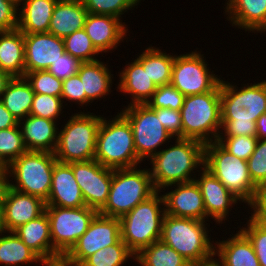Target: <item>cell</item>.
Returning a JSON list of instances; mask_svg holds the SVG:
<instances>
[{
    "mask_svg": "<svg viewBox=\"0 0 266 266\" xmlns=\"http://www.w3.org/2000/svg\"><path fill=\"white\" fill-rule=\"evenodd\" d=\"M164 52L151 45L136 58L157 87L170 84L172 79L175 55Z\"/></svg>",
    "mask_w": 266,
    "mask_h": 266,
    "instance_id": "obj_32",
    "label": "cell"
},
{
    "mask_svg": "<svg viewBox=\"0 0 266 266\" xmlns=\"http://www.w3.org/2000/svg\"><path fill=\"white\" fill-rule=\"evenodd\" d=\"M63 103L61 97H55L47 94L35 93L30 110L32 116L42 117L44 119H51L53 121L60 120V115L63 113Z\"/></svg>",
    "mask_w": 266,
    "mask_h": 266,
    "instance_id": "obj_40",
    "label": "cell"
},
{
    "mask_svg": "<svg viewBox=\"0 0 266 266\" xmlns=\"http://www.w3.org/2000/svg\"><path fill=\"white\" fill-rule=\"evenodd\" d=\"M130 259L135 260V255L120 239L116 244L89 256L80 266H123Z\"/></svg>",
    "mask_w": 266,
    "mask_h": 266,
    "instance_id": "obj_35",
    "label": "cell"
},
{
    "mask_svg": "<svg viewBox=\"0 0 266 266\" xmlns=\"http://www.w3.org/2000/svg\"><path fill=\"white\" fill-rule=\"evenodd\" d=\"M94 159L111 169L133 168L141 164L130 123L121 113L109 120L102 116Z\"/></svg>",
    "mask_w": 266,
    "mask_h": 266,
    "instance_id": "obj_4",
    "label": "cell"
},
{
    "mask_svg": "<svg viewBox=\"0 0 266 266\" xmlns=\"http://www.w3.org/2000/svg\"><path fill=\"white\" fill-rule=\"evenodd\" d=\"M56 162L54 153L26 151L8 166L9 176L14 180L10 183L11 188L39 197L46 202Z\"/></svg>",
    "mask_w": 266,
    "mask_h": 266,
    "instance_id": "obj_10",
    "label": "cell"
},
{
    "mask_svg": "<svg viewBox=\"0 0 266 266\" xmlns=\"http://www.w3.org/2000/svg\"><path fill=\"white\" fill-rule=\"evenodd\" d=\"M240 230L252 243L260 266H266V225L258 223L249 217L245 226H242Z\"/></svg>",
    "mask_w": 266,
    "mask_h": 266,
    "instance_id": "obj_42",
    "label": "cell"
},
{
    "mask_svg": "<svg viewBox=\"0 0 266 266\" xmlns=\"http://www.w3.org/2000/svg\"><path fill=\"white\" fill-rule=\"evenodd\" d=\"M266 31V23L257 33H264Z\"/></svg>",
    "mask_w": 266,
    "mask_h": 266,
    "instance_id": "obj_57",
    "label": "cell"
},
{
    "mask_svg": "<svg viewBox=\"0 0 266 266\" xmlns=\"http://www.w3.org/2000/svg\"><path fill=\"white\" fill-rule=\"evenodd\" d=\"M176 188L162 194L165 214L206 221L202 193L195 180L173 184Z\"/></svg>",
    "mask_w": 266,
    "mask_h": 266,
    "instance_id": "obj_18",
    "label": "cell"
},
{
    "mask_svg": "<svg viewBox=\"0 0 266 266\" xmlns=\"http://www.w3.org/2000/svg\"><path fill=\"white\" fill-rule=\"evenodd\" d=\"M77 74L82 81L83 91L86 93V107L94 100L102 97L105 99V96L112 92L114 76L107 67V63L105 64L99 59L92 62H82Z\"/></svg>",
    "mask_w": 266,
    "mask_h": 266,
    "instance_id": "obj_28",
    "label": "cell"
},
{
    "mask_svg": "<svg viewBox=\"0 0 266 266\" xmlns=\"http://www.w3.org/2000/svg\"><path fill=\"white\" fill-rule=\"evenodd\" d=\"M88 11L81 0H58L54 8L48 32L64 38L83 29Z\"/></svg>",
    "mask_w": 266,
    "mask_h": 266,
    "instance_id": "obj_27",
    "label": "cell"
},
{
    "mask_svg": "<svg viewBox=\"0 0 266 266\" xmlns=\"http://www.w3.org/2000/svg\"><path fill=\"white\" fill-rule=\"evenodd\" d=\"M207 226V221L165 214L160 240L192 266L209 264L214 261L215 242L210 239Z\"/></svg>",
    "mask_w": 266,
    "mask_h": 266,
    "instance_id": "obj_3",
    "label": "cell"
},
{
    "mask_svg": "<svg viewBox=\"0 0 266 266\" xmlns=\"http://www.w3.org/2000/svg\"><path fill=\"white\" fill-rule=\"evenodd\" d=\"M180 112L182 138L217 141L222 128L220 84L213 91L185 96Z\"/></svg>",
    "mask_w": 266,
    "mask_h": 266,
    "instance_id": "obj_6",
    "label": "cell"
},
{
    "mask_svg": "<svg viewBox=\"0 0 266 266\" xmlns=\"http://www.w3.org/2000/svg\"><path fill=\"white\" fill-rule=\"evenodd\" d=\"M24 77L35 93L61 97L62 80L48 70L28 72L25 73Z\"/></svg>",
    "mask_w": 266,
    "mask_h": 266,
    "instance_id": "obj_39",
    "label": "cell"
},
{
    "mask_svg": "<svg viewBox=\"0 0 266 266\" xmlns=\"http://www.w3.org/2000/svg\"><path fill=\"white\" fill-rule=\"evenodd\" d=\"M201 52L175 55L172 67L171 84L184 96L204 94L213 91L221 78L209 69ZM219 77V78H218Z\"/></svg>",
    "mask_w": 266,
    "mask_h": 266,
    "instance_id": "obj_13",
    "label": "cell"
},
{
    "mask_svg": "<svg viewBox=\"0 0 266 266\" xmlns=\"http://www.w3.org/2000/svg\"><path fill=\"white\" fill-rule=\"evenodd\" d=\"M58 0H20L18 29L23 33H47Z\"/></svg>",
    "mask_w": 266,
    "mask_h": 266,
    "instance_id": "obj_29",
    "label": "cell"
},
{
    "mask_svg": "<svg viewBox=\"0 0 266 266\" xmlns=\"http://www.w3.org/2000/svg\"><path fill=\"white\" fill-rule=\"evenodd\" d=\"M37 262L42 264L43 260L13 231L0 233V264L2 266H23V264L30 266V264H38Z\"/></svg>",
    "mask_w": 266,
    "mask_h": 266,
    "instance_id": "obj_33",
    "label": "cell"
},
{
    "mask_svg": "<svg viewBox=\"0 0 266 266\" xmlns=\"http://www.w3.org/2000/svg\"><path fill=\"white\" fill-rule=\"evenodd\" d=\"M11 78L12 77L7 72L0 70V100L4 93L7 83Z\"/></svg>",
    "mask_w": 266,
    "mask_h": 266,
    "instance_id": "obj_54",
    "label": "cell"
},
{
    "mask_svg": "<svg viewBox=\"0 0 266 266\" xmlns=\"http://www.w3.org/2000/svg\"><path fill=\"white\" fill-rule=\"evenodd\" d=\"M225 15L232 26L257 33L266 23V0H226Z\"/></svg>",
    "mask_w": 266,
    "mask_h": 266,
    "instance_id": "obj_26",
    "label": "cell"
},
{
    "mask_svg": "<svg viewBox=\"0 0 266 266\" xmlns=\"http://www.w3.org/2000/svg\"><path fill=\"white\" fill-rule=\"evenodd\" d=\"M204 168L247 206L252 202L256 185L253 183L247 161L226 150L218 141L205 144Z\"/></svg>",
    "mask_w": 266,
    "mask_h": 266,
    "instance_id": "obj_9",
    "label": "cell"
},
{
    "mask_svg": "<svg viewBox=\"0 0 266 266\" xmlns=\"http://www.w3.org/2000/svg\"><path fill=\"white\" fill-rule=\"evenodd\" d=\"M25 73L47 70L66 51L63 38L47 33H24Z\"/></svg>",
    "mask_w": 266,
    "mask_h": 266,
    "instance_id": "obj_17",
    "label": "cell"
},
{
    "mask_svg": "<svg viewBox=\"0 0 266 266\" xmlns=\"http://www.w3.org/2000/svg\"><path fill=\"white\" fill-rule=\"evenodd\" d=\"M46 206L79 208L86 206L79 185L68 163L56 162L53 168L52 185Z\"/></svg>",
    "mask_w": 266,
    "mask_h": 266,
    "instance_id": "obj_21",
    "label": "cell"
},
{
    "mask_svg": "<svg viewBox=\"0 0 266 266\" xmlns=\"http://www.w3.org/2000/svg\"><path fill=\"white\" fill-rule=\"evenodd\" d=\"M45 201L41 198L9 189L3 202L5 231H14L19 226L38 218L45 212Z\"/></svg>",
    "mask_w": 266,
    "mask_h": 266,
    "instance_id": "obj_20",
    "label": "cell"
},
{
    "mask_svg": "<svg viewBox=\"0 0 266 266\" xmlns=\"http://www.w3.org/2000/svg\"><path fill=\"white\" fill-rule=\"evenodd\" d=\"M164 216V199L162 193L156 191L119 218L121 240L137 255L142 249L160 240Z\"/></svg>",
    "mask_w": 266,
    "mask_h": 266,
    "instance_id": "obj_5",
    "label": "cell"
},
{
    "mask_svg": "<svg viewBox=\"0 0 266 266\" xmlns=\"http://www.w3.org/2000/svg\"><path fill=\"white\" fill-rule=\"evenodd\" d=\"M81 63L82 62L78 58L65 52L56 62L52 63L47 70L58 79L65 80L77 74Z\"/></svg>",
    "mask_w": 266,
    "mask_h": 266,
    "instance_id": "obj_45",
    "label": "cell"
},
{
    "mask_svg": "<svg viewBox=\"0 0 266 266\" xmlns=\"http://www.w3.org/2000/svg\"><path fill=\"white\" fill-rule=\"evenodd\" d=\"M137 168L112 169L108 199L99 214L120 218L156 192L149 170Z\"/></svg>",
    "mask_w": 266,
    "mask_h": 266,
    "instance_id": "obj_8",
    "label": "cell"
},
{
    "mask_svg": "<svg viewBox=\"0 0 266 266\" xmlns=\"http://www.w3.org/2000/svg\"><path fill=\"white\" fill-rule=\"evenodd\" d=\"M149 160L148 168L156 191L167 189L173 184L193 181V170L199 173L204 168L205 144L194 139L176 138L175 145L161 149ZM193 176V177H192Z\"/></svg>",
    "mask_w": 266,
    "mask_h": 266,
    "instance_id": "obj_2",
    "label": "cell"
},
{
    "mask_svg": "<svg viewBox=\"0 0 266 266\" xmlns=\"http://www.w3.org/2000/svg\"><path fill=\"white\" fill-rule=\"evenodd\" d=\"M117 91L130 95L132 104H147L157 90L156 84L150 79L147 70L135 59L126 64L119 72Z\"/></svg>",
    "mask_w": 266,
    "mask_h": 266,
    "instance_id": "obj_25",
    "label": "cell"
},
{
    "mask_svg": "<svg viewBox=\"0 0 266 266\" xmlns=\"http://www.w3.org/2000/svg\"><path fill=\"white\" fill-rule=\"evenodd\" d=\"M201 171L202 172L198 175L201 176L198 178L195 176L194 180L198 184L202 193L206 210V221L209 222V218L211 217L216 224L217 222L218 224H222L230 215V208L232 210L233 205L238 202L241 203V201L207 169L202 168Z\"/></svg>",
    "mask_w": 266,
    "mask_h": 266,
    "instance_id": "obj_16",
    "label": "cell"
},
{
    "mask_svg": "<svg viewBox=\"0 0 266 266\" xmlns=\"http://www.w3.org/2000/svg\"><path fill=\"white\" fill-rule=\"evenodd\" d=\"M34 94L25 77H12L5 87L1 101L19 122L30 114Z\"/></svg>",
    "mask_w": 266,
    "mask_h": 266,
    "instance_id": "obj_31",
    "label": "cell"
},
{
    "mask_svg": "<svg viewBox=\"0 0 266 266\" xmlns=\"http://www.w3.org/2000/svg\"><path fill=\"white\" fill-rule=\"evenodd\" d=\"M16 0H0V32L18 28V8Z\"/></svg>",
    "mask_w": 266,
    "mask_h": 266,
    "instance_id": "obj_47",
    "label": "cell"
},
{
    "mask_svg": "<svg viewBox=\"0 0 266 266\" xmlns=\"http://www.w3.org/2000/svg\"><path fill=\"white\" fill-rule=\"evenodd\" d=\"M26 151L19 125L0 130V166L8 167Z\"/></svg>",
    "mask_w": 266,
    "mask_h": 266,
    "instance_id": "obj_36",
    "label": "cell"
},
{
    "mask_svg": "<svg viewBox=\"0 0 266 266\" xmlns=\"http://www.w3.org/2000/svg\"><path fill=\"white\" fill-rule=\"evenodd\" d=\"M18 120L5 108L0 100V130L18 126Z\"/></svg>",
    "mask_w": 266,
    "mask_h": 266,
    "instance_id": "obj_50",
    "label": "cell"
},
{
    "mask_svg": "<svg viewBox=\"0 0 266 266\" xmlns=\"http://www.w3.org/2000/svg\"><path fill=\"white\" fill-rule=\"evenodd\" d=\"M45 212L50 221L52 247L61 257L72 249L98 213L87 206L79 208L45 206Z\"/></svg>",
    "mask_w": 266,
    "mask_h": 266,
    "instance_id": "obj_12",
    "label": "cell"
},
{
    "mask_svg": "<svg viewBox=\"0 0 266 266\" xmlns=\"http://www.w3.org/2000/svg\"><path fill=\"white\" fill-rule=\"evenodd\" d=\"M248 206L253 211L250 218L266 225V181L256 187L254 198Z\"/></svg>",
    "mask_w": 266,
    "mask_h": 266,
    "instance_id": "obj_49",
    "label": "cell"
},
{
    "mask_svg": "<svg viewBox=\"0 0 266 266\" xmlns=\"http://www.w3.org/2000/svg\"><path fill=\"white\" fill-rule=\"evenodd\" d=\"M120 113L130 123L137 157L142 162L157 154V148L173 139L161 123L160 108H151L148 104H132Z\"/></svg>",
    "mask_w": 266,
    "mask_h": 266,
    "instance_id": "obj_11",
    "label": "cell"
},
{
    "mask_svg": "<svg viewBox=\"0 0 266 266\" xmlns=\"http://www.w3.org/2000/svg\"><path fill=\"white\" fill-rule=\"evenodd\" d=\"M79 185L87 207L99 212L107 202L112 169L104 167L95 159L68 163Z\"/></svg>",
    "mask_w": 266,
    "mask_h": 266,
    "instance_id": "obj_15",
    "label": "cell"
},
{
    "mask_svg": "<svg viewBox=\"0 0 266 266\" xmlns=\"http://www.w3.org/2000/svg\"><path fill=\"white\" fill-rule=\"evenodd\" d=\"M201 266H219L215 261L209 263V264H205V265H201Z\"/></svg>",
    "mask_w": 266,
    "mask_h": 266,
    "instance_id": "obj_56",
    "label": "cell"
},
{
    "mask_svg": "<svg viewBox=\"0 0 266 266\" xmlns=\"http://www.w3.org/2000/svg\"><path fill=\"white\" fill-rule=\"evenodd\" d=\"M13 232L43 261L62 258L52 247L50 221L46 212L19 226Z\"/></svg>",
    "mask_w": 266,
    "mask_h": 266,
    "instance_id": "obj_24",
    "label": "cell"
},
{
    "mask_svg": "<svg viewBox=\"0 0 266 266\" xmlns=\"http://www.w3.org/2000/svg\"><path fill=\"white\" fill-rule=\"evenodd\" d=\"M0 70L11 77L25 75L24 33L18 28L0 32Z\"/></svg>",
    "mask_w": 266,
    "mask_h": 266,
    "instance_id": "obj_30",
    "label": "cell"
},
{
    "mask_svg": "<svg viewBox=\"0 0 266 266\" xmlns=\"http://www.w3.org/2000/svg\"><path fill=\"white\" fill-rule=\"evenodd\" d=\"M61 99L76 102L75 104L80 106L86 105V93L83 91L82 81L78 74L62 80Z\"/></svg>",
    "mask_w": 266,
    "mask_h": 266,
    "instance_id": "obj_46",
    "label": "cell"
},
{
    "mask_svg": "<svg viewBox=\"0 0 266 266\" xmlns=\"http://www.w3.org/2000/svg\"><path fill=\"white\" fill-rule=\"evenodd\" d=\"M217 141L231 154L247 161L254 152L258 139L250 136H219Z\"/></svg>",
    "mask_w": 266,
    "mask_h": 266,
    "instance_id": "obj_43",
    "label": "cell"
},
{
    "mask_svg": "<svg viewBox=\"0 0 266 266\" xmlns=\"http://www.w3.org/2000/svg\"><path fill=\"white\" fill-rule=\"evenodd\" d=\"M66 53L78 58L81 62L98 60L100 52L93 45L84 29H80L63 38ZM96 55V57H95Z\"/></svg>",
    "mask_w": 266,
    "mask_h": 266,
    "instance_id": "obj_37",
    "label": "cell"
},
{
    "mask_svg": "<svg viewBox=\"0 0 266 266\" xmlns=\"http://www.w3.org/2000/svg\"><path fill=\"white\" fill-rule=\"evenodd\" d=\"M81 111L70 116L58 131V141L54 151L61 163L90 161L95 157L96 139L102 117Z\"/></svg>",
    "mask_w": 266,
    "mask_h": 266,
    "instance_id": "obj_7",
    "label": "cell"
},
{
    "mask_svg": "<svg viewBox=\"0 0 266 266\" xmlns=\"http://www.w3.org/2000/svg\"><path fill=\"white\" fill-rule=\"evenodd\" d=\"M140 266H192L173 248L161 240L155 241L135 255Z\"/></svg>",
    "mask_w": 266,
    "mask_h": 266,
    "instance_id": "obj_34",
    "label": "cell"
},
{
    "mask_svg": "<svg viewBox=\"0 0 266 266\" xmlns=\"http://www.w3.org/2000/svg\"><path fill=\"white\" fill-rule=\"evenodd\" d=\"M120 239L119 218L97 213L90 222L87 231L63 258L69 263L80 266L89 256L116 244Z\"/></svg>",
    "mask_w": 266,
    "mask_h": 266,
    "instance_id": "obj_14",
    "label": "cell"
},
{
    "mask_svg": "<svg viewBox=\"0 0 266 266\" xmlns=\"http://www.w3.org/2000/svg\"><path fill=\"white\" fill-rule=\"evenodd\" d=\"M160 120L173 138H182L181 112L169 108H160Z\"/></svg>",
    "mask_w": 266,
    "mask_h": 266,
    "instance_id": "obj_48",
    "label": "cell"
},
{
    "mask_svg": "<svg viewBox=\"0 0 266 266\" xmlns=\"http://www.w3.org/2000/svg\"><path fill=\"white\" fill-rule=\"evenodd\" d=\"M5 231L3 202H0V233Z\"/></svg>",
    "mask_w": 266,
    "mask_h": 266,
    "instance_id": "obj_55",
    "label": "cell"
},
{
    "mask_svg": "<svg viewBox=\"0 0 266 266\" xmlns=\"http://www.w3.org/2000/svg\"><path fill=\"white\" fill-rule=\"evenodd\" d=\"M247 167L256 186L266 181V139H258L254 152L247 160Z\"/></svg>",
    "mask_w": 266,
    "mask_h": 266,
    "instance_id": "obj_44",
    "label": "cell"
},
{
    "mask_svg": "<svg viewBox=\"0 0 266 266\" xmlns=\"http://www.w3.org/2000/svg\"><path fill=\"white\" fill-rule=\"evenodd\" d=\"M8 167L0 166V202H4L11 187Z\"/></svg>",
    "mask_w": 266,
    "mask_h": 266,
    "instance_id": "obj_51",
    "label": "cell"
},
{
    "mask_svg": "<svg viewBox=\"0 0 266 266\" xmlns=\"http://www.w3.org/2000/svg\"><path fill=\"white\" fill-rule=\"evenodd\" d=\"M57 122L38 116L28 115L19 121L23 142L27 151L54 153L58 131Z\"/></svg>",
    "mask_w": 266,
    "mask_h": 266,
    "instance_id": "obj_22",
    "label": "cell"
},
{
    "mask_svg": "<svg viewBox=\"0 0 266 266\" xmlns=\"http://www.w3.org/2000/svg\"><path fill=\"white\" fill-rule=\"evenodd\" d=\"M227 240L215 241L214 261L219 266H260L248 237L239 229ZM217 248V249H216Z\"/></svg>",
    "mask_w": 266,
    "mask_h": 266,
    "instance_id": "obj_23",
    "label": "cell"
},
{
    "mask_svg": "<svg viewBox=\"0 0 266 266\" xmlns=\"http://www.w3.org/2000/svg\"><path fill=\"white\" fill-rule=\"evenodd\" d=\"M85 9L90 14L109 15L123 18L121 15L133 10L141 0H81Z\"/></svg>",
    "mask_w": 266,
    "mask_h": 266,
    "instance_id": "obj_38",
    "label": "cell"
},
{
    "mask_svg": "<svg viewBox=\"0 0 266 266\" xmlns=\"http://www.w3.org/2000/svg\"><path fill=\"white\" fill-rule=\"evenodd\" d=\"M43 266H76L72 263L67 262L63 257L51 261H43Z\"/></svg>",
    "mask_w": 266,
    "mask_h": 266,
    "instance_id": "obj_53",
    "label": "cell"
},
{
    "mask_svg": "<svg viewBox=\"0 0 266 266\" xmlns=\"http://www.w3.org/2000/svg\"><path fill=\"white\" fill-rule=\"evenodd\" d=\"M248 84L239 89L221 79L222 128L219 136L256 137V121L266 113V80Z\"/></svg>",
    "mask_w": 266,
    "mask_h": 266,
    "instance_id": "obj_1",
    "label": "cell"
},
{
    "mask_svg": "<svg viewBox=\"0 0 266 266\" xmlns=\"http://www.w3.org/2000/svg\"><path fill=\"white\" fill-rule=\"evenodd\" d=\"M257 139H266V113L260 115L256 121Z\"/></svg>",
    "mask_w": 266,
    "mask_h": 266,
    "instance_id": "obj_52",
    "label": "cell"
},
{
    "mask_svg": "<svg viewBox=\"0 0 266 266\" xmlns=\"http://www.w3.org/2000/svg\"><path fill=\"white\" fill-rule=\"evenodd\" d=\"M95 48L101 53L111 52L127 37L128 28L121 19L109 15L88 13L83 27ZM103 52V53H102Z\"/></svg>",
    "mask_w": 266,
    "mask_h": 266,
    "instance_id": "obj_19",
    "label": "cell"
},
{
    "mask_svg": "<svg viewBox=\"0 0 266 266\" xmlns=\"http://www.w3.org/2000/svg\"><path fill=\"white\" fill-rule=\"evenodd\" d=\"M184 98L185 96L170 83L157 87L147 104L151 108H169L180 111Z\"/></svg>",
    "mask_w": 266,
    "mask_h": 266,
    "instance_id": "obj_41",
    "label": "cell"
}]
</instances>
